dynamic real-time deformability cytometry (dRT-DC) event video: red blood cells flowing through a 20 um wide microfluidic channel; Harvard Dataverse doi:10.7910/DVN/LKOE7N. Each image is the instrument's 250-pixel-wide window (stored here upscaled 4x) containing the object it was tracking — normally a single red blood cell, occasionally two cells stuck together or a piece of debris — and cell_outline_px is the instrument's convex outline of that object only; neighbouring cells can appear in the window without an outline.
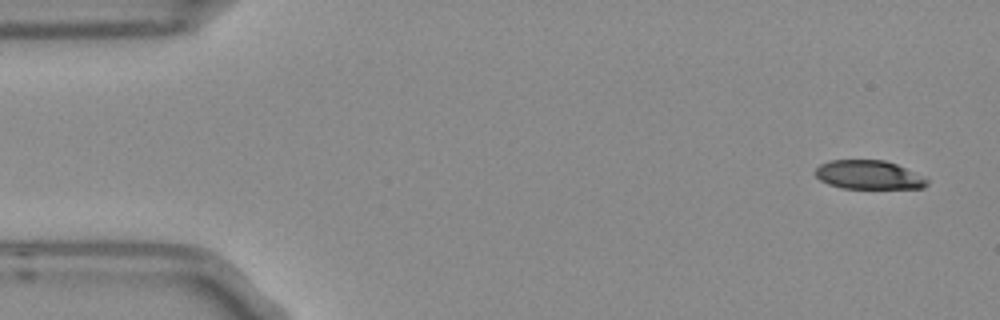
{"species": "Egyptian fruit bat (a non-hibernating species)", "species_latin": "Rousettus aegyptiacus", "temperature_condition": "room temperature", "stored_images_in_passage": 4, "camera_frame_rate_fps": 3000, "um_per_image_px": 0.085, "frame": {"image": 1, "passage_image": 4, "time_ms": 1.0, "image_size_px": [1000, 320], "cell_outline_px": [[928, 184], [924, 188], [844, 188], [828, 184], [820, 180], [816, 176], [816, 168], [820, 164], [828, 160], [884, 160], [896, 164], [928, 180]], "centroid_in_image_um": [73.79, 14.86], "position_along_channel_um": 11.2, "area_um2": 18.5}}